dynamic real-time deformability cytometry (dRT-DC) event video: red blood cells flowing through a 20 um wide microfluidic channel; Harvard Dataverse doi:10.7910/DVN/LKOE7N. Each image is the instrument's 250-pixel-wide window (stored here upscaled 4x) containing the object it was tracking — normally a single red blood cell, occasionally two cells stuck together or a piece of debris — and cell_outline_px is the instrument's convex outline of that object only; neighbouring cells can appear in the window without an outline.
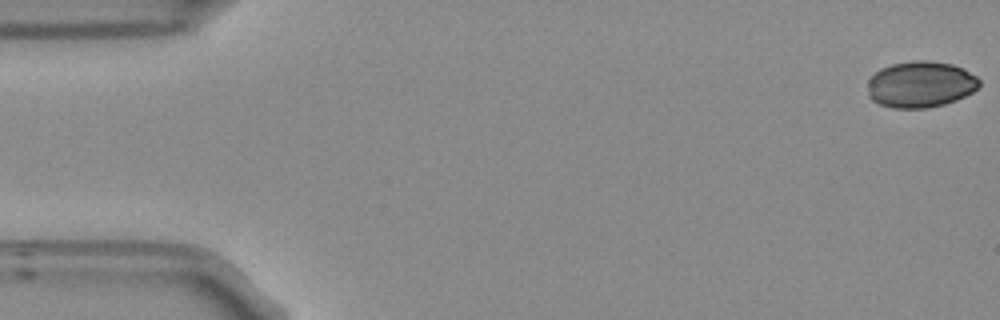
{"species": "Egyptian fruit bat (a non-hibernating species)", "species_latin": "Rousettus aegyptiacus", "temperature_condition": "room temperature", "stored_images_in_passage": 54, "camera_frame_rate_fps": 3000, "um_per_image_px": 0.085, "frame": {"image": 1, "passage_image": 1, "time_ms": 0.0, "image_size_px": [1000, 320], "cell_outline_px": [[980, 84], [972, 92], [956, 100], [944, 104], [928, 108], [892, 108], [880, 104], [872, 100], [868, 96], [868, 80], [880, 68], [892, 64], [912, 60], [928, 60], [952, 64], [964, 68], [976, 76], [980, 80]], "centroid_in_image_um": [78.24, 7.17], "position_along_channel_um": 6.8, "area_um2": 30.29}}
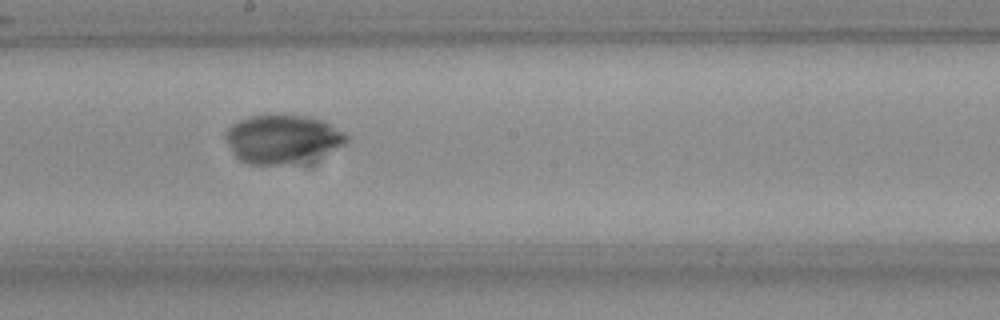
{"frame": {"image": 2, "passage_image": 29, "time_ms": 9.333, "image_size_px": [1000, 320], "cell_outline_px": [[348, 140], [344, 144], [296, 160], [280, 164], [248, 164], [240, 160], [232, 152], [224, 136], [224, 132], [232, 124], [248, 116], [280, 112], [312, 116], [324, 120], [344, 132], [348, 136]], "centroid_in_image_um": [23.91, 11.71], "position_along_channel_um": 224.3, "area_um2": 33.87}}
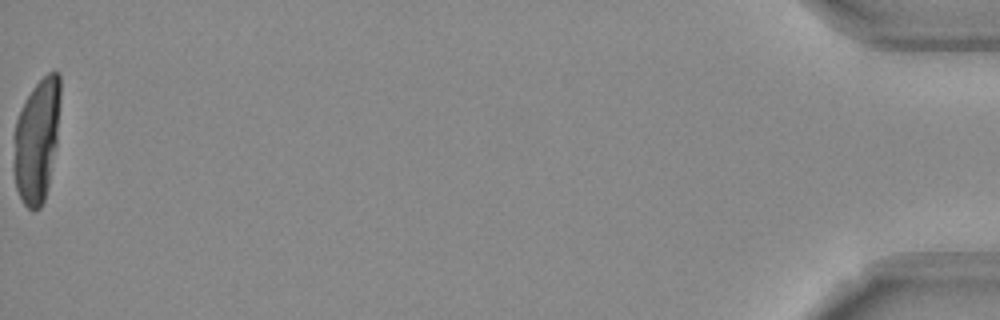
{"frame": {"image": 3, "passage_image": 54, "time_ms": 17.667, "image_size_px": [1000, 320], "cell_outline_px": [[60, 100], [56, 144], [48, 184], [44, 200], [40, 208], [32, 212], [24, 204], [16, 188], [12, 168], [12, 136], [16, 120], [24, 100], [32, 88], [48, 72], [60, 72]], "centroid_in_image_um": [3.08, 11.93], "position_along_channel_um": 432.1, "area_um2": 34.1}}